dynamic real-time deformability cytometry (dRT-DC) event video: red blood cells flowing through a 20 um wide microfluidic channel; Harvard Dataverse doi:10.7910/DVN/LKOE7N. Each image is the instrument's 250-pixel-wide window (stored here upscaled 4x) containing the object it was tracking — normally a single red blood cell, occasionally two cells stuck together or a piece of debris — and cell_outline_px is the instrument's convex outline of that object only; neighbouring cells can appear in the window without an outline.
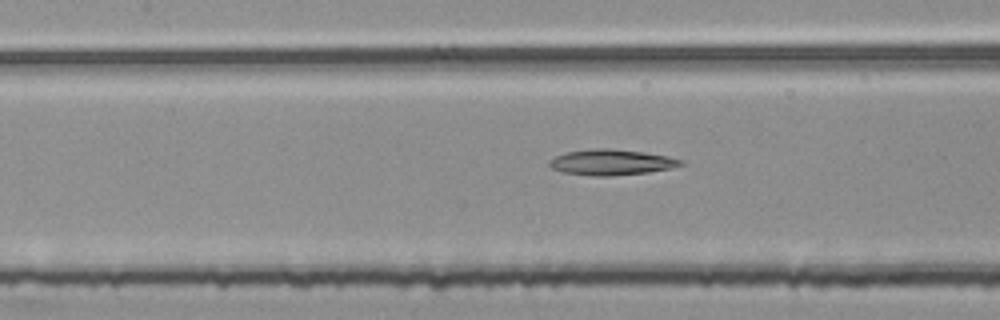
{"species": "common noctule bat (a hibernating species)", "species_latin": "Nyctalus noctula", "temperature_condition": "room temperature", "stored_images_in_passage": 34, "camera_frame_rate_fps": 3000, "um_per_image_px": 0.085, "animal": {"sex": "female", "body_mass_g": 25.1}, "frame": {"image": 1, "passage_image": 12, "time_ms": 3.667, "image_size_px": [1000, 320], "cell_outline_px": [[684, 164], [672, 168], [648, 172], [612, 176], [596, 176], [564, 172], [552, 168], [548, 164], [548, 160], [556, 156], [568, 152], [592, 148], [608, 148], [640, 152], [668, 156], [684, 160]], "centroid_in_image_um": [51.98, 13.79], "position_along_channel_um": 155.4, "area_um2": 19.54}}
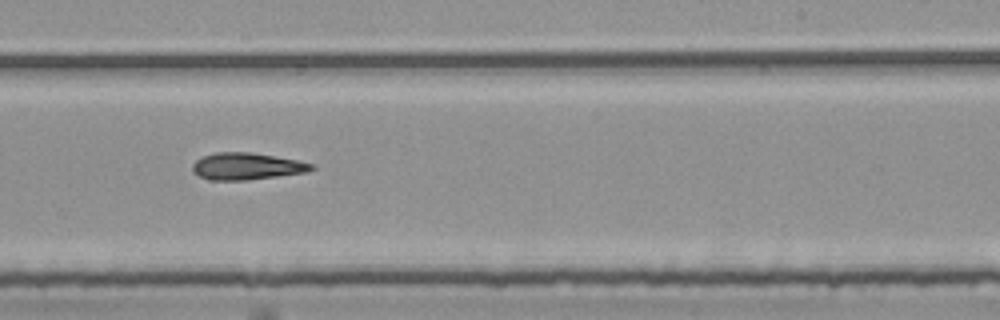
{"frame": {"image": 2, "passage_image": 21, "time_ms": 6.667, "image_size_px": [1000, 320], "cell_outline_px": [[316, 168], [308, 172], [248, 180], [208, 180], [192, 172], [192, 164], [200, 156], [216, 152], [248, 152], [296, 160], [316, 164]], "centroid_in_image_um": [20.96, 14.14], "position_along_channel_um": 268.0, "area_um2": 18.79}}
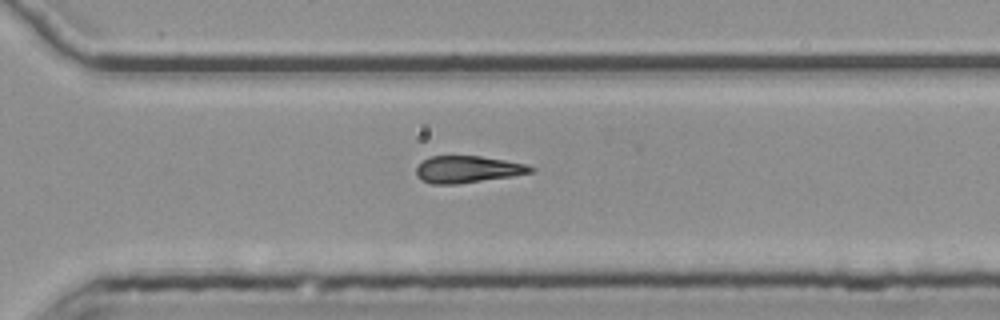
{"frame": {"image": 3, "passage_image": 26, "time_ms": 8.333, "image_size_px": [1000, 320], "cell_outline_px": [[536, 168], [532, 172], [512, 176], [456, 184], [432, 184], [420, 180], [416, 176], [416, 168], [424, 160], [432, 156], [480, 156], [504, 160], [524, 164]], "centroid_in_image_um": [39.72, 14.4], "position_along_channel_um": 330.9, "area_um2": 17.8}}